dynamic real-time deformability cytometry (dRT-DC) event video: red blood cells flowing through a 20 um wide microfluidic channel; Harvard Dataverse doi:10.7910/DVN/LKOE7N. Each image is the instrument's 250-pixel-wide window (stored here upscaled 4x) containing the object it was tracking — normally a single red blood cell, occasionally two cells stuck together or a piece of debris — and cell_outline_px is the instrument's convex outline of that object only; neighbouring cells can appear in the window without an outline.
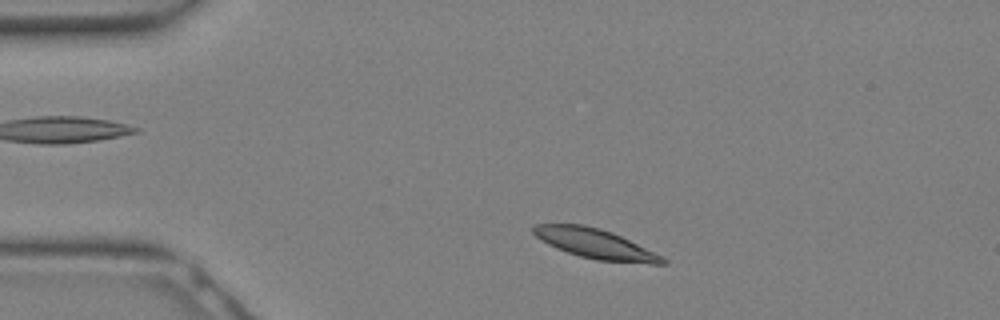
{"species": "Egyptian fruit bat (a non-hibernating species)", "species_latin": "Rousettus aegyptiacus", "temperature_condition": "warm", "stored_images_in_passage": 7, "camera_frame_rate_fps": 3000, "um_per_image_px": 0.085, "animal": {"sex": "female"}, "frame": {"image": 1, "passage_image": 2, "time_ms": 0.333, "image_size_px": [1000, 320], "cell_outline_px": [[668, 264], [652, 264], [596, 260], [580, 256], [556, 248], [548, 244], [536, 236], [532, 232], [532, 224], [584, 224], [600, 228], [612, 232], [664, 256], [668, 260]], "centroid_in_image_um": [50.63, 20.72], "position_along_channel_um": 34.4, "area_um2": 22.48}}
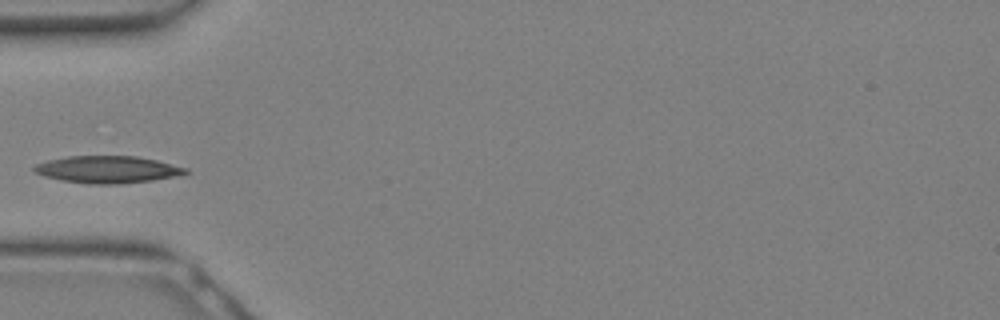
{"frame": {"image": 2, "passage_image": 6, "time_ms": 1.667, "image_size_px": [1000, 320], "cell_outline_px": [[188, 172], [172, 176], [152, 180], [120, 184], [88, 184], [60, 180], [44, 176], [36, 172], [32, 168], [36, 164], [48, 160], [68, 156], [136, 156], [156, 160], [188, 168]], "centroid_in_image_um": [9.1, 14.4], "position_along_channel_um": 75.9, "area_um2": 23.76}}